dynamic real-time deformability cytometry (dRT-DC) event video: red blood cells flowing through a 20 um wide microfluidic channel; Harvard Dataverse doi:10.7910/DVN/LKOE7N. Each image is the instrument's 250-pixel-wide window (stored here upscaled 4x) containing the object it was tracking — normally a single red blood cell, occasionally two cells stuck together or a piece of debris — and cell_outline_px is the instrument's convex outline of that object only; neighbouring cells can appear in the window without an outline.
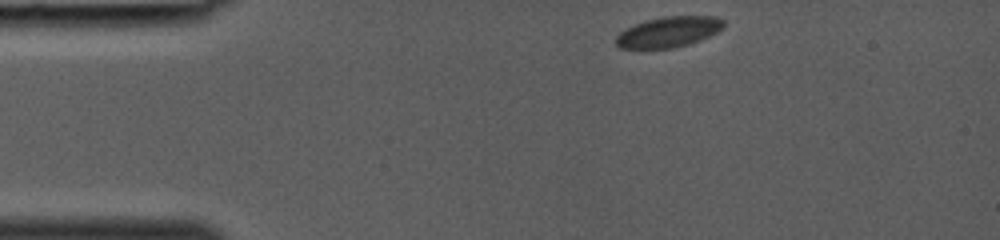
{"species": "common noctule bat (a hibernating species)", "species_latin": "Nyctalus noctula", "temperature_condition": "room temperature", "stored_images_in_passage": 32, "camera_frame_rate_fps": 3000, "um_per_image_px": 0.085, "animal": {"sex": "female", "body_mass_g": 19.0, "forearm_length_mm": 53.3}, "frame": {"image": 1, "passage_image": 1, "time_ms": 0.0, "image_size_px": [1000, 240], "cell_outline_px": [[724, 28], [700, 40], [688, 44], [672, 48], [620, 48], [616, 44], [616, 36], [620, 32], [644, 20], [664, 16], [716, 16], [724, 20]], "centroid_in_image_um": [56.85, 2.7], "position_along_channel_um": 28.1, "area_um2": 19.07}}
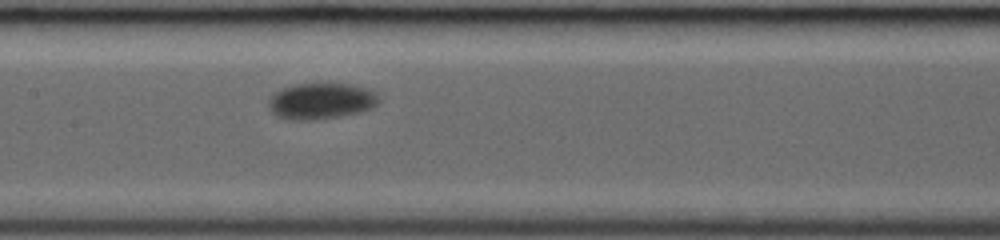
{"frame": {"image": 2, "passage_image": 14, "time_ms": 4.333, "image_size_px": [1000, 240], "cell_outline_px": [[380, 100], [372, 108], [360, 112], [340, 116], [312, 120], [292, 120], [276, 116], [268, 108], [268, 100], [276, 92], [284, 88], [296, 84], [352, 84], [376, 92], [380, 96]], "centroid_in_image_um": [27.3, 8.6], "position_along_channel_um": 180.1, "area_um2": 23.18}}
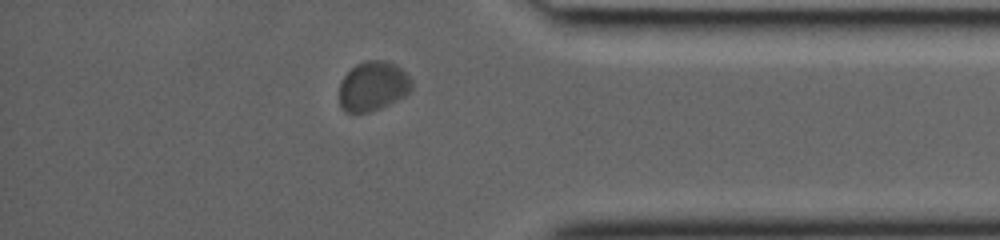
{"frame": {"image": 3, "passage_image": 28, "time_ms": 9.0, "image_size_px": [1000, 240], "cell_outline_px": [[412, 92], [380, 108], [368, 112], [344, 112], [340, 108], [340, 84], [344, 76], [356, 64], [364, 60], [384, 60], [396, 64], [412, 80]], "centroid_in_image_um": [31.71, 7.32], "position_along_channel_um": 403.5, "area_um2": 20.92}}